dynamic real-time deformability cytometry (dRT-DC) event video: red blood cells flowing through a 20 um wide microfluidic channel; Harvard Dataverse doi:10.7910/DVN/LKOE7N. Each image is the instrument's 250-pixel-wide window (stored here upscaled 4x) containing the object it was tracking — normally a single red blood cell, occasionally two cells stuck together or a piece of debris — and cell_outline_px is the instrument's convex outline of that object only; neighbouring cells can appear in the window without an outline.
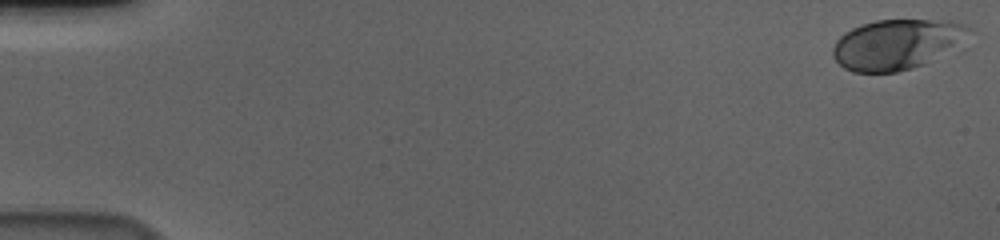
{"species": "human", "species_latin": "Homo sapiens", "temperature_condition": "cold", "stored_images_in_passage": 57, "camera_frame_rate_fps": 3000, "um_per_image_px": 0.085, "donor": {"sex": "male"}, "frame": {"image": 1, "passage_image": 1, "time_ms": 0.0, "image_size_px": [1000, 240], "cell_outline_px": [[972, 28], [956, 48], [924, 64], [912, 68], [896, 72], [852, 72], [844, 68], [832, 56], [832, 48], [836, 40], [844, 32], [852, 28], [876, 20], [948, 20], [964, 24]], "centroid_in_image_um": [76.21, 3.77], "position_along_channel_um": 8.8, "area_um2": 39.77}}
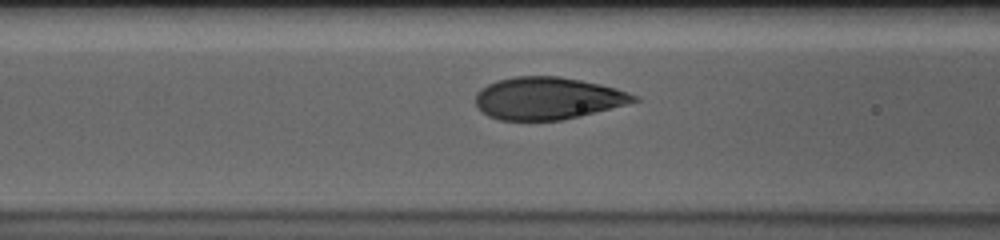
{"frame": {"image": 2, "passage_image": 24, "time_ms": 7.667, "image_size_px": [1000, 240], "cell_outline_px": [[640, 100], [580, 116], [560, 120], [500, 120], [488, 116], [476, 104], [476, 92], [480, 88], [496, 80], [516, 76], [560, 76], [600, 84], [616, 88], [628, 92], [636, 96]], "centroid_in_image_um": [46.52, 8.34], "position_along_channel_um": 120.1, "area_um2": 38.78}}
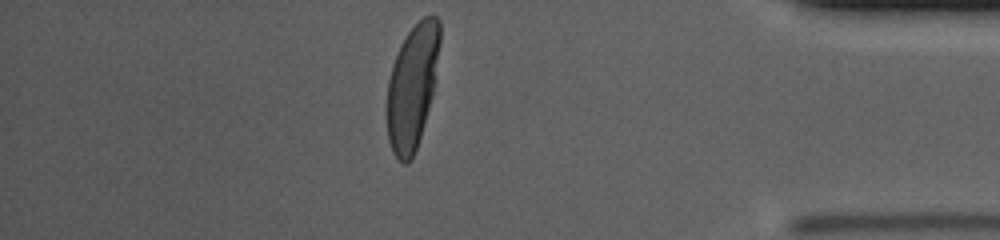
{"frame": {"image": 3, "passage_image": 50, "time_ms": 16.333, "image_size_px": [1000, 240], "cell_outline_px": [[440, 40], [432, 96], [420, 136], [412, 160], [408, 164], [404, 164], [392, 152], [388, 140], [384, 112], [384, 108], [388, 80], [392, 64], [400, 44], [408, 32], [424, 16], [432, 12], [440, 20]], "centroid_in_image_um": [35.0, 7.37], "position_along_channel_um": 400.2, "area_um2": 38.9}, "authors_computed_cell_mechanics": {"area_um2": 38.9572, "velocity_mm_per_s": 3.5996, "shape_relaxation_time_tau1_ms": 3.0306, "shape_relaxation_time_tau2_ms": null, "deformation_change_tau1": 0.1729, "deformation_change_tau2": null}}